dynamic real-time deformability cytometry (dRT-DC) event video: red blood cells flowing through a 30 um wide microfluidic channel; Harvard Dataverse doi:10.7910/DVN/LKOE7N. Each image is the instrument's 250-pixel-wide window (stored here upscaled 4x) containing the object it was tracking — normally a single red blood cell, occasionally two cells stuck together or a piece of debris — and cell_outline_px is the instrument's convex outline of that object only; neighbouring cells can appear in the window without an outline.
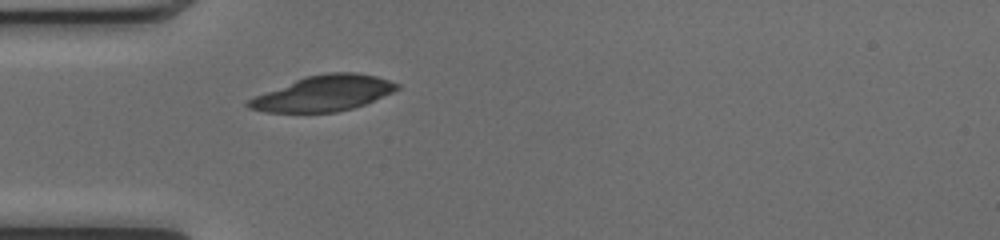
{"species": "common noctule bat (a hibernating species)", "species_latin": "Nyctalus noctula", "temperature_condition": "cold", "stored_images_in_passage": 36, "camera_frame_rate_fps": 3000, "um_per_image_px": 0.085, "animal": {"sex": "female", "body_mass_g": 17.0, "forearm_length_mm": 48.0}, "frame": {"image": 1, "passage_image": 1, "time_ms": 0.0, "image_size_px": [1000, 240], "cell_outline_px": [[400, 88], [392, 92], [364, 104], [352, 108], [336, 112], [264, 112], [248, 108], [244, 104], [248, 100], [256, 96], [296, 80], [308, 76], [328, 72], [356, 72], [376, 76], [400, 84]], "centroid_in_image_um": [27.51, 7.94], "position_along_channel_um": 57.5, "area_um2": 30.35}}
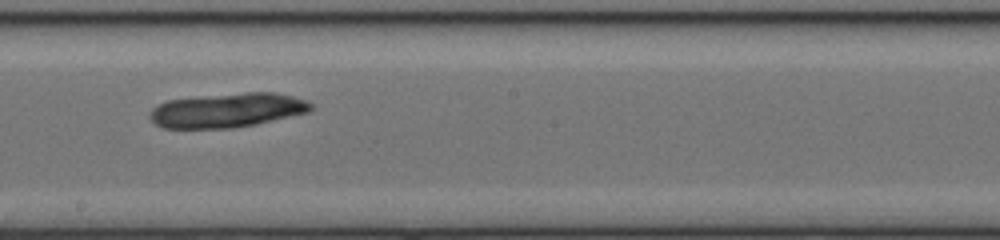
{"frame": {"image": 2, "passage_image": 14, "time_ms": 4.333, "image_size_px": [1000, 240], "cell_outline_px": [[312, 108], [308, 112], [256, 124], [232, 128], [164, 128], [156, 124], [148, 116], [148, 112], [156, 104], [168, 100], [244, 92], [272, 92], [292, 96], [308, 100], [312, 104]], "centroid_in_image_um": [19.3, 9.37], "position_along_channel_um": 228.9, "area_um2": 32.19}}
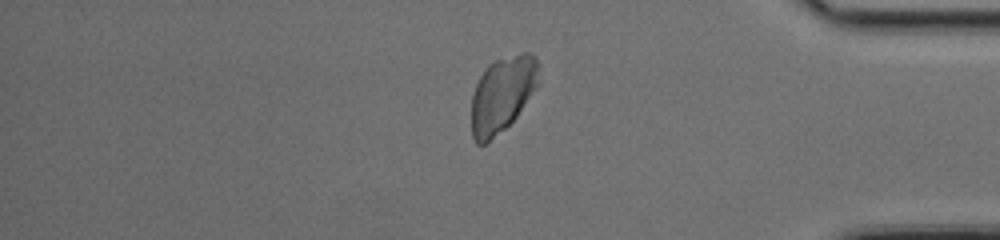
{"frame": {"image": 3, "passage_image": 28, "time_ms": 9.0, "image_size_px": [1000, 240], "cell_outline_px": [[540, 84], [516, 116], [504, 128], [484, 144], [476, 144], [472, 136], [472, 96], [476, 84], [480, 76], [488, 64], [496, 60], [524, 52], [532, 52], [536, 56], [540, 64]], "centroid_in_image_um": [42.74, 7.96], "position_along_channel_um": 392.5, "area_um2": 29.77}}